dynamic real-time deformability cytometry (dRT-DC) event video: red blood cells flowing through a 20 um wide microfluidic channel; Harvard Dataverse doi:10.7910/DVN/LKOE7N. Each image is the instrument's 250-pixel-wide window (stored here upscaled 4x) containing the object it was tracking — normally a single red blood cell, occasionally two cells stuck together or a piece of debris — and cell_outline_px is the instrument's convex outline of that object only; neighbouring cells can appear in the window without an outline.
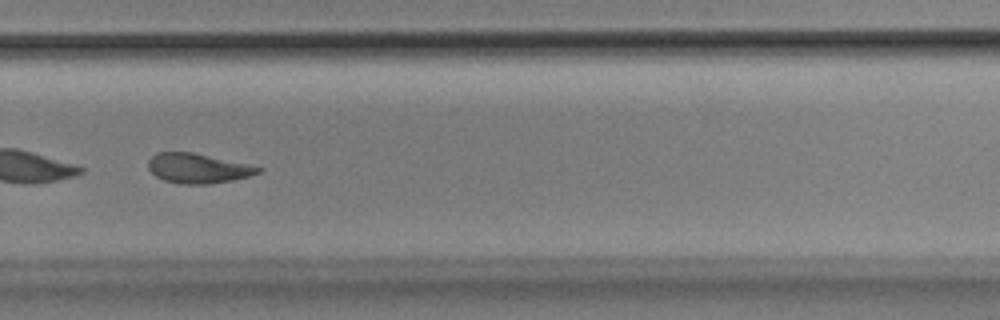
{"species": "Egyptian fruit bat (a non-hibernating species)", "species_latin": "Rousettus aegyptiacus", "temperature_condition": "room temperature", "stored_images_in_passage": 33, "camera_frame_rate_fps": 3000, "um_per_image_px": 0.085, "animal": {"sex": "male"}, "frame": {"image": 1, "passage_image": 24, "time_ms": 7.667, "image_size_px": [1000, 320], "cell_outline_px": [[264, 168], [260, 172], [248, 176], [232, 180], [208, 184], [180, 184], [164, 180], [156, 176], [148, 168], [148, 160], [156, 152], [192, 152], [248, 164]], "centroid_in_image_um": [16.8, 14.3], "position_along_channel_um": 313.0, "area_um2": 18.96}, "authors_computed_cell_mechanics": {"area_um2": 19.941, "velocity_mm_per_s": 3.8466, "shape_relaxation_time_tau1_ms": 5.6755, "shape_relaxation_time_tau2_ms": 3.6793, "deformation_change_tau1": 0.1375, "deformation_change_tau2": 0.1093}}